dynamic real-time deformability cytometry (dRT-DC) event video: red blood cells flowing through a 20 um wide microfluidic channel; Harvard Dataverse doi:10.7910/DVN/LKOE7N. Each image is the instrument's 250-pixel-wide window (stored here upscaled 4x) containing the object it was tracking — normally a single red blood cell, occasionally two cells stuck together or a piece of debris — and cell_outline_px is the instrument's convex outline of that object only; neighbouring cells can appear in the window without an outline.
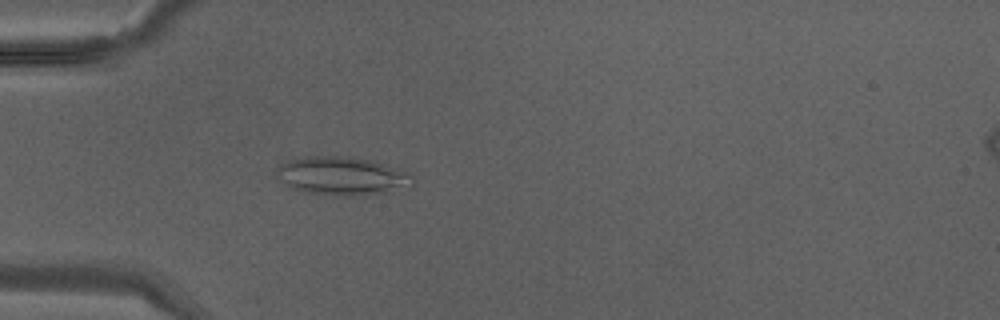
{"species": "Egyptian fruit bat (a non-hibernating species)", "species_latin": "Rousettus aegyptiacus", "temperature_condition": "warm", "stored_images_in_passage": 40, "camera_frame_rate_fps": 3000, "um_per_image_px": 0.085, "animal": {"sex": "male"}, "frame": {"image": 1, "passage_image": 12, "time_ms": 3.667, "image_size_px": [1000, 320], "cell_outline_px": [[412, 184], [388, 192], [352, 196], [332, 196], [300, 192], [288, 188], [276, 176], [280, 164], [288, 160], [300, 156], [348, 156], [372, 160], [408, 172], [412, 176]], "centroid_in_image_um": [28.98, 14.96], "position_along_channel_um": 56.0, "area_um2": 30.81}}
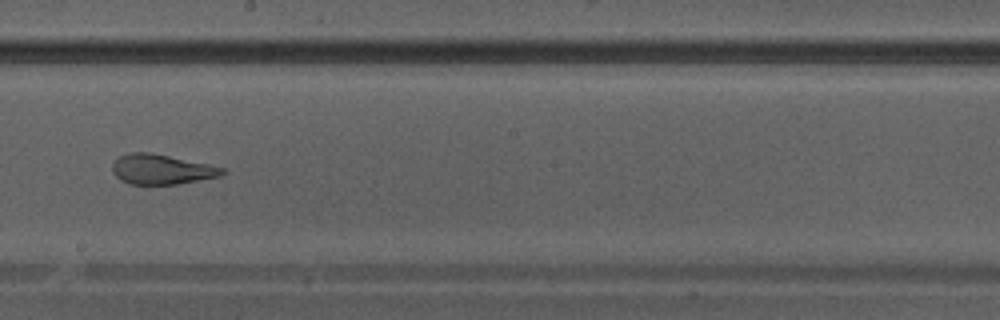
{"frame": {"image": 2, "passage_image": 23, "time_ms": 7.333, "image_size_px": [1000, 320], "cell_outline_px": [[228, 172], [220, 176], [180, 184], [128, 184], [120, 180], [112, 172], [112, 164], [120, 156], [132, 152], [152, 152], [208, 164], [224, 168]], "centroid_in_image_um": [13.74, 14.4], "position_along_channel_um": 234.5, "area_um2": 19.31}}